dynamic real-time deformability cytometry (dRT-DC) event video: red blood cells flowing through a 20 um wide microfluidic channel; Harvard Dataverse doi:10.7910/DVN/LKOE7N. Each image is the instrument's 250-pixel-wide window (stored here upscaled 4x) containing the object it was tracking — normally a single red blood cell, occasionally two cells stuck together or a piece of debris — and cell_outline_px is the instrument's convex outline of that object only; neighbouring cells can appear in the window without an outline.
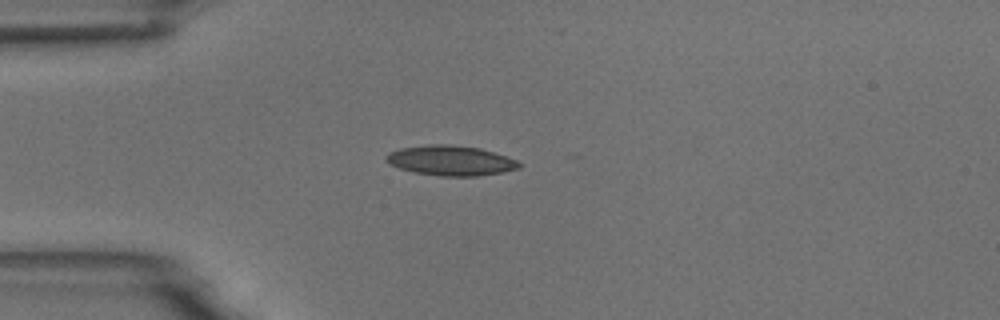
{"species": "common noctule bat (a hibernating species)", "species_latin": "Nyctalus noctula", "temperature_condition": "room temperature", "stored_images_in_passage": 3, "camera_frame_rate_fps": 3000, "um_per_image_px": 0.085, "animal": {"sex": "male", "body_mass_g": 18.8}, "frame": {"image": 1, "passage_image": 3, "time_ms": 2.0, "image_size_px": [1000, 320], "cell_outline_px": [[520, 168], [504, 172], [476, 176], [440, 176], [416, 172], [400, 168], [384, 160], [384, 156], [388, 152], [400, 148], [428, 144], [448, 144], [480, 148], [516, 160], [520, 164]], "centroid_in_image_um": [38.28, 13.64], "position_along_channel_um": 46.7, "area_um2": 23.12}}